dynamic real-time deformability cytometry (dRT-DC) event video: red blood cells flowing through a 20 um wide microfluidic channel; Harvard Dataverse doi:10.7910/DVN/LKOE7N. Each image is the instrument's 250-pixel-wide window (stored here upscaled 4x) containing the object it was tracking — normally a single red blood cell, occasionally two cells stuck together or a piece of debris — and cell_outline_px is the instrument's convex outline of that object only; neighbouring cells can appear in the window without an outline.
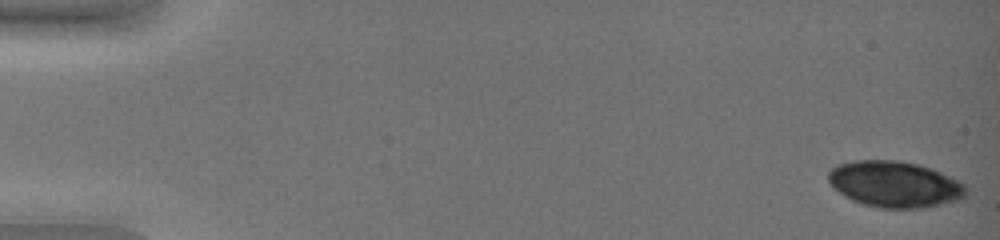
{"species": "common noctule bat (a hibernating species)", "species_latin": "Nyctalus noctula", "temperature_condition": "warm", "stored_images_in_passage": 49, "camera_frame_rate_fps": 3000, "um_per_image_px": 0.085, "animal": {"sex": "female", "body_mass_g": 19.0, "forearm_length_mm": 51.5}, "frame": {"image": 1, "passage_image": 1, "time_ms": 0.0, "image_size_px": [1000, 240], "cell_outline_px": [[964, 196], [956, 200], [924, 208], [876, 208], [852, 200], [840, 192], [828, 180], [828, 172], [836, 164], [856, 160], [900, 160], [920, 164], [932, 168], [964, 184]], "centroid_in_image_um": [76.01, 15.64], "position_along_channel_um": 9.0, "area_um2": 36.76}}